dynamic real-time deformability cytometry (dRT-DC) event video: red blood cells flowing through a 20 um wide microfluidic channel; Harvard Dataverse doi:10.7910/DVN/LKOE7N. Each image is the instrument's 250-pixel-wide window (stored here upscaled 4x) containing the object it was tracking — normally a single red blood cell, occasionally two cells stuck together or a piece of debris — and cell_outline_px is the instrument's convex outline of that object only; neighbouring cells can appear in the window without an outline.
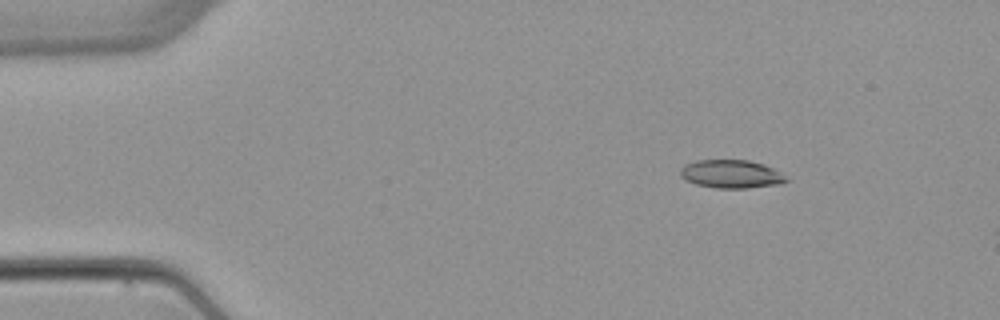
{"species": "common noctule bat (a hibernating species)", "species_latin": "Nyctalus noctula", "temperature_condition": "warm", "stored_images_in_passage": 4, "camera_frame_rate_fps": 3000, "um_per_image_px": 0.085, "animal": {"sex": "female", "body_mass_g": 22.7, "forearm_length_mm": 54.2}, "frame": {"image": 1, "passage_image": 2, "time_ms": 1.0, "image_size_px": [1000, 320], "cell_outline_px": [[788, 180], [780, 184], [748, 188], [716, 188], [696, 184], [680, 176], [680, 168], [684, 164], [696, 160], [748, 160], [764, 164], [780, 172]], "centroid_in_image_um": [62.13, 14.79], "position_along_channel_um": 22.9, "area_um2": 17.4}}